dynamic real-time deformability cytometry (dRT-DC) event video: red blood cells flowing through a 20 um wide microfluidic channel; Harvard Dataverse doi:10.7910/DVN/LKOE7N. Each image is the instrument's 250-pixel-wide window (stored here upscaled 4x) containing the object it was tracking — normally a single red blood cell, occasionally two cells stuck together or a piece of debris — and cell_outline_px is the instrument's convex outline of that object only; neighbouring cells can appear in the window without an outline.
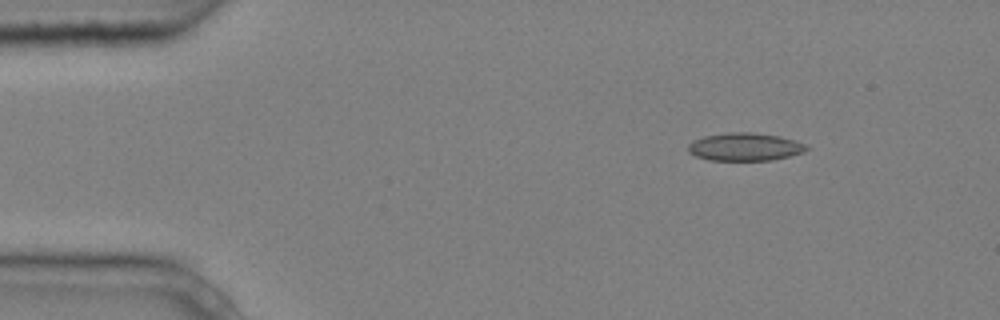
{"species": "common noctule bat (a hibernating species)", "species_latin": "Nyctalus noctula", "temperature_condition": "cold", "stored_images_in_passage": 4, "camera_frame_rate_fps": 3000, "um_per_image_px": 0.085, "animal": {"sex": "male", "body_mass_g": 20.4}, "frame": {"image": 1, "passage_image": 1, "time_ms": 0.0, "image_size_px": [1000, 320], "cell_outline_px": [[808, 148], [804, 152], [772, 160], [708, 160], [696, 156], [688, 152], [688, 144], [692, 140], [704, 136], [728, 132], [752, 132], [780, 136], [808, 144]], "centroid_in_image_um": [63.31, 12.47], "position_along_channel_um": 21.7, "area_um2": 19.36}}